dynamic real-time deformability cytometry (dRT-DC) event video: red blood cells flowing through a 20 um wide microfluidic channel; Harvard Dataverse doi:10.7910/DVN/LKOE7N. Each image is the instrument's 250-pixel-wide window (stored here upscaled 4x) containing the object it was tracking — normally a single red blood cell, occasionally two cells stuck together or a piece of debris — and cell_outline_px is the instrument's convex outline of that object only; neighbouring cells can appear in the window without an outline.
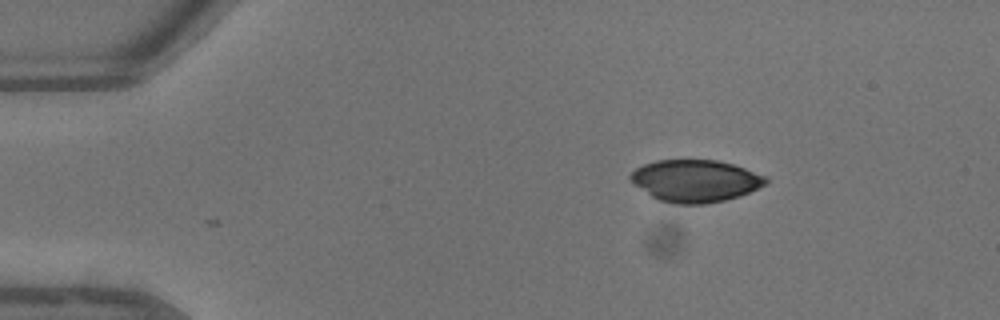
{"species": "common noctule bat (a hibernating species)", "species_latin": "Nyctalus noctula", "temperature_condition": "warm", "stored_images_in_passage": 2, "camera_frame_rate_fps": 3000, "um_per_image_px": 0.085, "animal": {"sex": "male", "body_mass_g": 13.3}, "frame": {"image": 1, "passage_image": 2, "time_ms": 0.333, "image_size_px": [1000, 320], "cell_outline_px": [[768, 184], [740, 196], [724, 200], [704, 204], [676, 204], [660, 200], [652, 196], [628, 180], [628, 176], [636, 168], [644, 164], [656, 160], [716, 160], [732, 164], [768, 176]], "centroid_in_image_um": [59.12, 15.37], "position_along_channel_um": 25.9, "area_um2": 33.29}}